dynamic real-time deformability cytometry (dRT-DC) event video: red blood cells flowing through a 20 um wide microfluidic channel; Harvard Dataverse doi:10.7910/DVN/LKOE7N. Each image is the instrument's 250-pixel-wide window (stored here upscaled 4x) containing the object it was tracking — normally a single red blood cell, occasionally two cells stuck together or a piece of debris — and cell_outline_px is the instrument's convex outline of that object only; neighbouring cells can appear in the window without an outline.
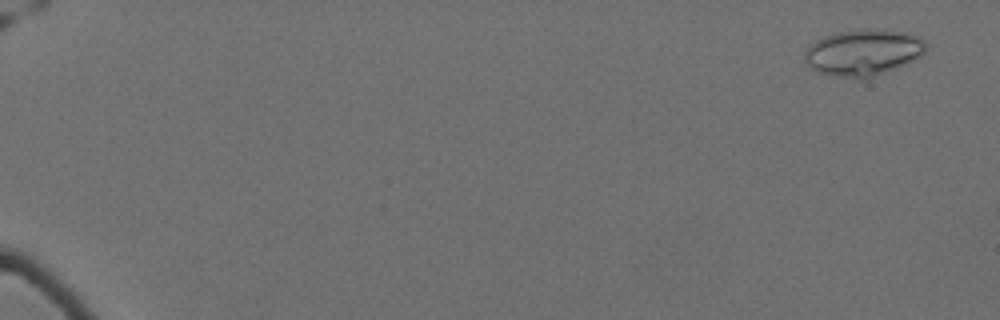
{"species": "Egyptian fruit bat (a non-hibernating species)", "species_latin": "Rousettus aegyptiacus", "temperature_condition": "cold", "stored_images_in_passage": 9, "camera_frame_rate_fps": 3000, "um_per_image_px": 0.085, "animal": {"sex": "female"}, "frame": {"image": 1, "passage_image": 1, "time_ms": 0.0, "image_size_px": [1000, 320], "cell_outline_px": [[928, 48], [920, 56], [864, 80], [860, 80], [832, 76], [816, 72], [804, 60], [804, 52], [816, 40], [824, 36], [836, 32], [868, 28], [884, 28], [908, 32], [924, 40], [928, 44]], "centroid_in_image_um": [73.36, 4.44], "position_along_channel_um": 11.6, "area_um2": 33.0}}